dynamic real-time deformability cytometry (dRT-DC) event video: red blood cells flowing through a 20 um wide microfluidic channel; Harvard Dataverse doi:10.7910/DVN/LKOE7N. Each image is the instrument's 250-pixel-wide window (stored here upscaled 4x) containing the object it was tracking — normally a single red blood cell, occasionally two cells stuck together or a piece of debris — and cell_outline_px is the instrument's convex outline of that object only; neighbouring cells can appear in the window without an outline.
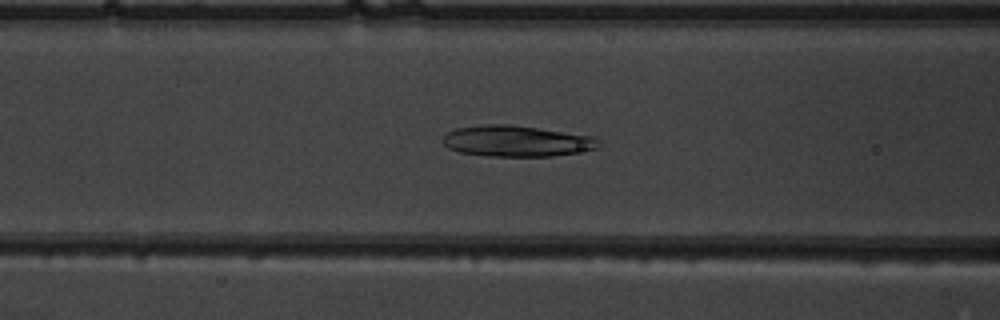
{"species": "common noctule bat (a hibernating species)", "species_latin": "Nyctalus noctula", "temperature_condition": "warm", "stored_images_in_passage": 52, "camera_frame_rate_fps": 3000, "um_per_image_px": 0.085, "animal": {"sex": "male", "body_mass_g": 19.5, "forearm_length_mm": 54.6}, "frame": {"image": 1, "passage_image": 22, "time_ms": 7.0, "image_size_px": [1000, 320], "cell_outline_px": [[600, 144], [596, 148], [576, 152], [552, 156], [484, 156], [460, 152], [448, 148], [440, 140], [448, 132], [456, 128], [488, 124], [508, 124], [592, 136]], "centroid_in_image_um": [43.83, 11.99], "position_along_channel_um": 122.8, "area_um2": 27.86}}
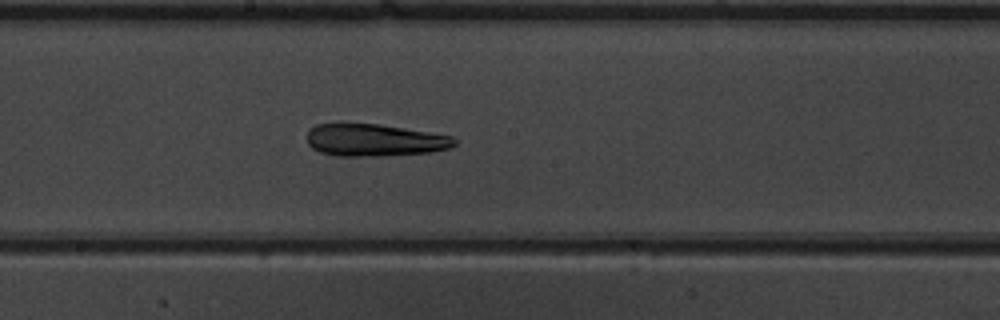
{"frame": {"image": 2, "passage_image": 29, "time_ms": 9.333, "image_size_px": [1000, 320], "cell_outline_px": [[456, 144], [448, 148], [432, 152], [380, 156], [336, 156], [320, 152], [312, 148], [308, 144], [308, 128], [316, 124], [336, 120], [340, 120], [380, 124], [452, 136], [456, 140]], "centroid_in_image_um": [31.73, 11.87], "position_along_channel_um": 216.5, "area_um2": 28.67}}
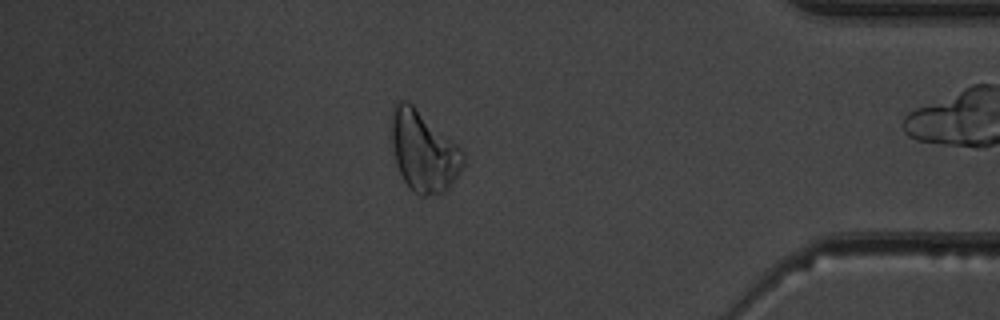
{"frame": {"image": 3, "passage_image": 45, "time_ms": 14.667, "image_size_px": [1000, 320], "cell_outline_px": [[464, 164], [448, 188], [444, 192], [424, 196], [420, 196], [412, 192], [408, 188], [396, 164], [392, 144], [392, 108], [396, 100], [408, 100], [456, 144], [464, 152]], "centroid_in_image_um": [35.98, 12.86], "position_along_channel_um": 399.2, "area_um2": 33.41}}